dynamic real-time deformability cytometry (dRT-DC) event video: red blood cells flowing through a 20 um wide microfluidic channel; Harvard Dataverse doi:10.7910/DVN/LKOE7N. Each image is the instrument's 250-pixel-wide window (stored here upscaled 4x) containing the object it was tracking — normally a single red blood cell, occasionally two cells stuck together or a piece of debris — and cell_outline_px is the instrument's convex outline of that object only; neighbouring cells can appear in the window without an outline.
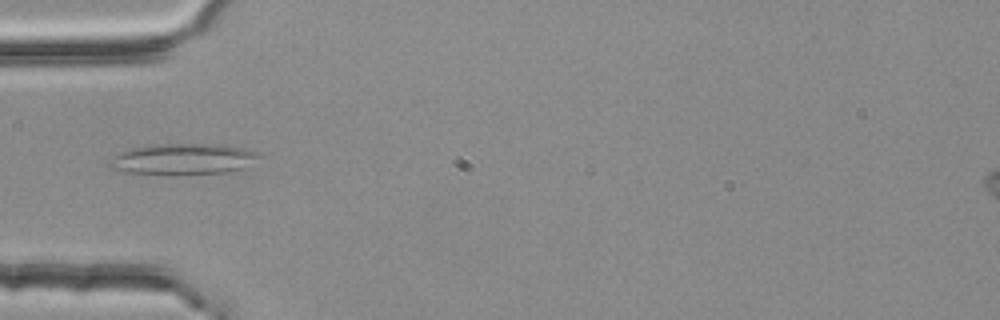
{"species": "common noctule bat (a hibernating species)", "species_latin": "Nyctalus noctula", "temperature_condition": "room temperature", "stored_images_in_passage": 3, "camera_frame_rate_fps": 3000, "um_per_image_px": 0.085, "animal": {"sex": "female", "body_mass_g": 25.1}, "frame": {"image": 1, "passage_image": 3, "time_ms": 0.667, "image_size_px": [1000, 320], "cell_outline_px": [[264, 156], [240, 168], [228, 172], [124, 172], [108, 168], [108, 160], [112, 156], [120, 152], [132, 148], [164, 144], [224, 144], [244, 148], [260, 152]], "centroid_in_image_um": [15.58, 13.47], "position_along_channel_um": 69.4, "area_um2": 26.18}}